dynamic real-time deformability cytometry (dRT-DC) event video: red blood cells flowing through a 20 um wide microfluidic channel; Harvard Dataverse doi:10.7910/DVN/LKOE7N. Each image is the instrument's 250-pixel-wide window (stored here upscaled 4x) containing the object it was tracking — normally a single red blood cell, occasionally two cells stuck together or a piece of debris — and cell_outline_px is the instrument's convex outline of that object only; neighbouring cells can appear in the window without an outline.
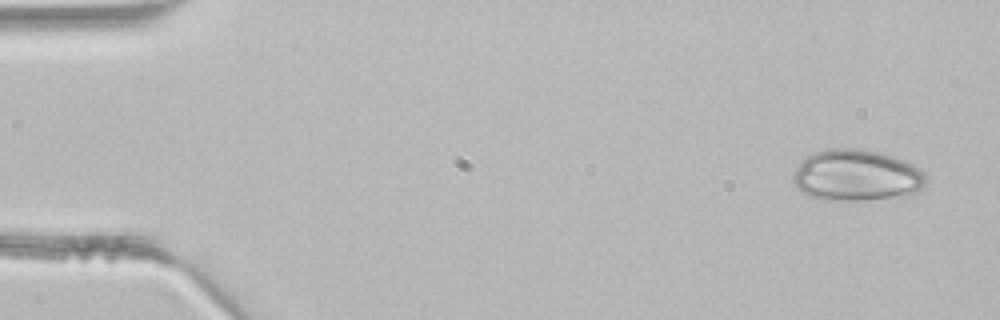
{"species": "common noctule bat (a hibernating species)", "species_latin": "Nyctalus noctula", "temperature_condition": "room temperature", "stored_images_in_passage": 3, "camera_frame_rate_fps": 3000, "um_per_image_px": 0.085, "animal": {"sex": "male", "body_mass_g": 21.5, "forearm_length_mm": 52.0}, "frame": {"image": 1, "passage_image": 1, "time_ms": 0.0, "image_size_px": [1000, 320], "cell_outline_px": [[928, 180], [912, 196], [868, 200], [820, 200], [808, 196], [792, 180], [796, 168], [812, 152], [828, 148], [868, 148], [904, 160], [920, 168], [924, 172]], "centroid_in_image_um": [72.86, 14.91], "position_along_channel_um": 12.1, "area_um2": 40.29}}